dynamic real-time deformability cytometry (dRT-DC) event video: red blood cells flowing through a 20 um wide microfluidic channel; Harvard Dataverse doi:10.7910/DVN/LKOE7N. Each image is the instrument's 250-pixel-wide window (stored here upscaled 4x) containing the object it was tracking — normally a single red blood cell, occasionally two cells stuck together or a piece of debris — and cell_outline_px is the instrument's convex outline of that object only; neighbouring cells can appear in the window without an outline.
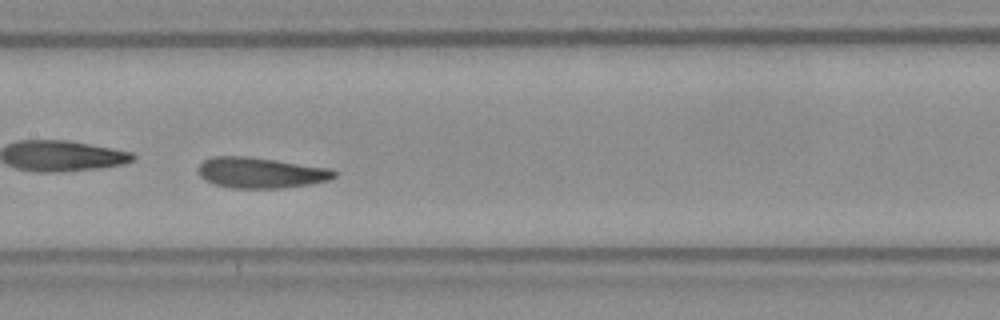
{"species": "Egyptian fruit bat (a non-hibernating species)", "species_latin": "Rousettus aegyptiacus", "temperature_condition": "room temperature", "stored_images_in_passage": 50, "camera_frame_rate_fps": 3000, "um_per_image_px": 0.085, "frame": {"image": 1, "passage_image": 22, "time_ms": 7.0, "image_size_px": [1000, 320], "cell_outline_px": [[336, 176], [328, 180], [308, 184], [280, 188], [232, 188], [212, 184], [200, 176], [200, 164], [204, 160], [216, 156], [248, 156], [276, 160], [328, 168], [336, 172]], "centroid_in_image_um": [22.14, 14.68], "position_along_channel_um": 185.3, "area_um2": 24.04}, "authors_computed_cell_mechanics": {"area_um2": 23.8425, "velocity_mm_per_s": 3.8503, "shape_relaxation_time_tau1_ms": 5.0724, "shape_relaxation_time_tau2_ms": 1.4971, "deformation_change_tau1": 0.1245, "deformation_change_tau2": 0.0779}}